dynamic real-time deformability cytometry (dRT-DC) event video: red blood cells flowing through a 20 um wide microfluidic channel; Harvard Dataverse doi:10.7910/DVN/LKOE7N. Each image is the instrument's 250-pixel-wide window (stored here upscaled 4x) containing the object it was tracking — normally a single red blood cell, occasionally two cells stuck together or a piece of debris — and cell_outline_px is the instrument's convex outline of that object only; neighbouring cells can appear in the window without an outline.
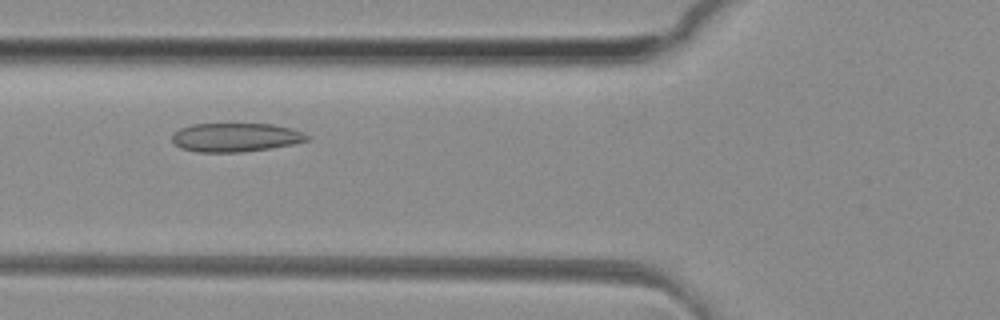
{"species": "common noctule bat (a hibernating species)", "species_latin": "Nyctalus noctula", "temperature_condition": "room temperature", "stored_images_in_passage": 47, "camera_frame_rate_fps": 3000, "um_per_image_px": 0.085, "animal": {"sex": "female", "body_mass_g": 29.2, "forearm_length_mm": 56.3}, "frame": {"image": 1, "passage_image": 16, "time_ms": 5.0, "image_size_px": [1000, 320], "cell_outline_px": [[312, 136], [308, 140], [292, 144], [268, 148], [240, 152], [196, 152], [180, 148], [172, 144], [172, 132], [180, 128], [192, 124], [272, 124], [292, 128], [304, 132]], "centroid_in_image_um": [20.0, 11.67], "position_along_channel_um": 105.8, "area_um2": 22.83}}
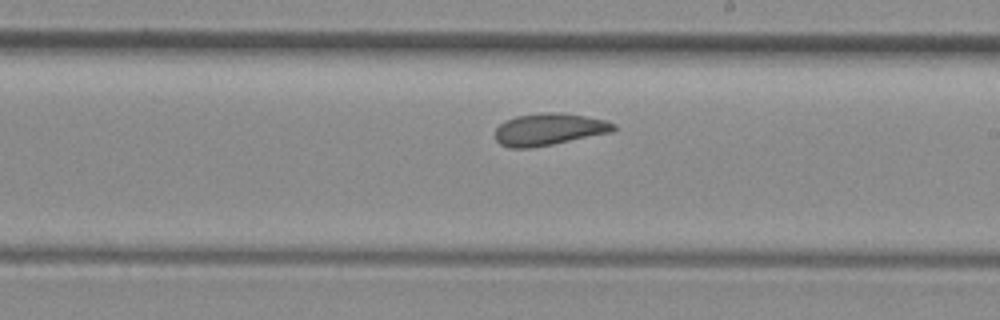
{"frame": {"image": 2, "passage_image": 26, "time_ms": 8.333, "image_size_px": [1000, 320], "cell_outline_px": [[616, 128], [612, 132], [552, 144], [528, 148], [508, 148], [500, 144], [496, 140], [496, 128], [504, 120], [516, 116], [544, 112], [556, 112], [584, 116], [604, 120], [616, 124]], "centroid_in_image_um": [46.64, 10.99], "position_along_channel_um": 242.4, "area_um2": 21.96}}
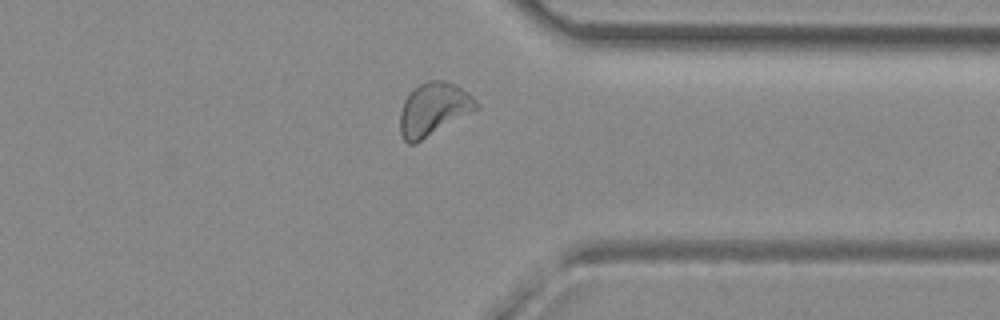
{"frame": {"image": 3, "passage_image": 36, "time_ms": 11.667, "image_size_px": [1000, 320], "cell_outline_px": [[480, 108], [416, 144], [408, 144], [404, 140], [400, 132], [400, 112], [404, 100], [420, 84], [428, 80], [444, 80], [468, 92], [480, 104]], "centroid_in_image_um": [36.87, 9.31], "position_along_channel_um": 374.5, "area_um2": 23.52}, "authors_computed_cell_mechanics": {"area_um2": 23.1778, "velocity_mm_per_s": 4.1019, "shape_relaxation_time_tau1_ms": 8.0343, "shape_relaxation_time_tau2_ms": 2.0715, "deformation_change_tau1": 0.1446, "deformation_change_tau2": 0.087}}